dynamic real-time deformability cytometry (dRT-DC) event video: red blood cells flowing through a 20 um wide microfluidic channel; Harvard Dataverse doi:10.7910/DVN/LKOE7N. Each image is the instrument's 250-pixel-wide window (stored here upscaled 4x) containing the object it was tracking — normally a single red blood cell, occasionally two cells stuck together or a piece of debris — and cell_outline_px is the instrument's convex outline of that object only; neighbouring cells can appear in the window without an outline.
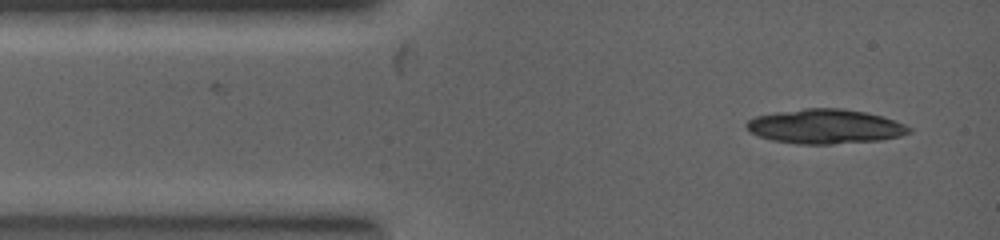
{"species": "common noctule bat (a hibernating species)", "species_latin": "Nyctalus noctula", "temperature_condition": "warm", "stored_images_in_passage": 1, "camera_frame_rate_fps": 5000, "um_per_image_px": 0.085, "animal": {"sex": "female", "body_mass_g": 19.0, "forearm_length_mm": 53.3}, "frame": {"image": 1, "passage_image": 1, "time_ms": 0.0, "image_size_px": [1000, 240], "cell_outline_px": [[912, 132], [900, 136], [880, 140], [832, 144], [800, 144], [772, 140], [760, 136], [752, 132], [744, 124], [748, 120], [756, 116], [776, 112], [804, 108], [840, 108], [864, 112], [880, 116], [904, 124], [912, 128]], "centroid_in_image_um": [70.14, 10.75], "position_along_channel_um": 14.9, "area_um2": 32.43}}